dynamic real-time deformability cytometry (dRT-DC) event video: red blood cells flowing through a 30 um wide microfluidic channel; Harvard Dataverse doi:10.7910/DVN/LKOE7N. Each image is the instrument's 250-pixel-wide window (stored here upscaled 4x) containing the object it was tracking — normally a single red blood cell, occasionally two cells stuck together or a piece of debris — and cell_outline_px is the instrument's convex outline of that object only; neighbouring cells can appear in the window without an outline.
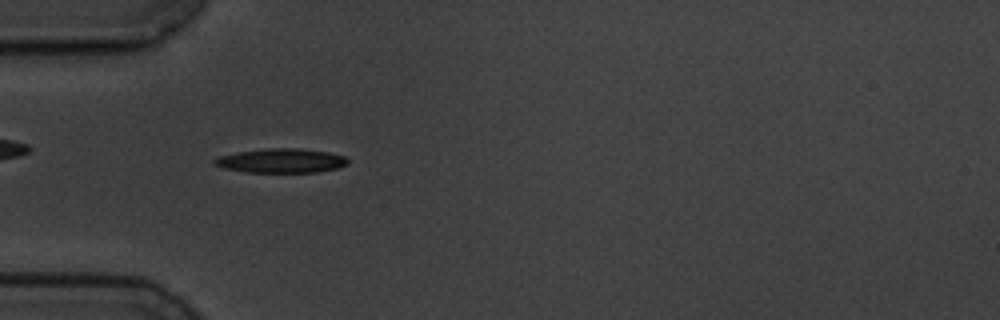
{"species": "common noctule bat (a hibernating species)", "species_latin": "Nyctalus noctula", "temperature_condition": "cold", "stored_images_in_passage": 58, "camera_frame_rate_fps": 3000, "um_per_image_px": 0.085, "animal": {"sex": "male", "body_mass_g": 19.5, "forearm_length_mm": 54.6}, "frame": {"image": 1, "passage_image": 18, "time_ms": 5.667, "image_size_px": [1000, 320], "cell_outline_px": [[348, 164], [336, 168], [316, 172], [248, 172], [224, 168], [212, 164], [212, 160], [220, 156], [236, 152], [264, 148], [296, 148], [328, 152], [344, 156], [348, 160]], "centroid_in_image_um": [23.87, 13.65], "position_along_channel_um": 61.1, "area_um2": 18.79}}
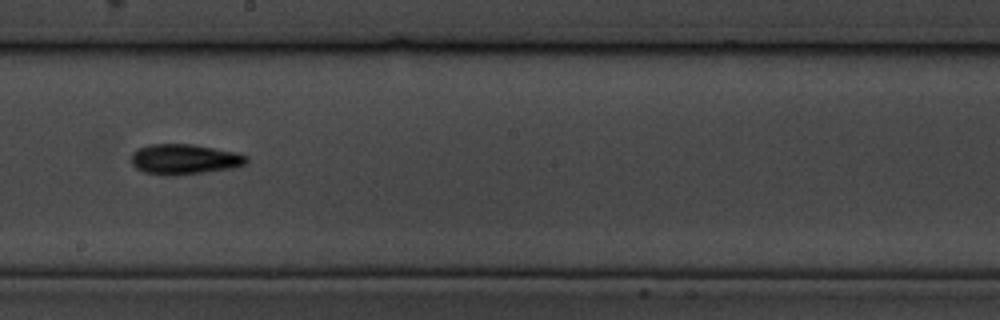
{"frame": {"image": 2, "passage_image": 33, "time_ms": 10.667, "image_size_px": [1000, 320], "cell_outline_px": [[248, 164], [232, 168], [204, 172], [172, 176], [168, 176], [144, 172], [136, 168], [132, 164], [132, 152], [136, 148], [152, 144], [192, 144], [236, 152], [248, 156]], "centroid_in_image_um": [15.68, 13.53], "position_along_channel_um": 232.5, "area_um2": 20.46}}
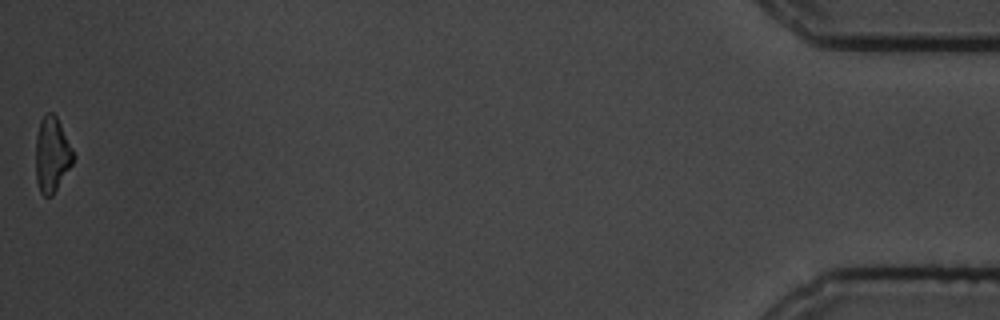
{"frame": {"image": 3, "passage_image": 58, "time_ms": 19.0, "image_size_px": [1000, 320], "cell_outline_px": [[76, 156], [72, 164], [52, 196], [44, 196], [40, 192], [36, 180], [36, 136], [40, 120], [48, 112], [52, 112], [56, 116]], "centroid_in_image_um": [4.41, 13.15], "position_along_channel_um": 430.8, "area_um2": 16.36}, "authors_computed_cell_mechanics": {"area_um2": 17.8313, "velocity_mm_per_s": 3.4905, "shape_relaxation_time_tau1_ms": 3.2596, "shape_relaxation_time_tau2_ms": 3.8406, "deformation_change_tau1": 0.1274, "deformation_change_tau2": 0.1013}}